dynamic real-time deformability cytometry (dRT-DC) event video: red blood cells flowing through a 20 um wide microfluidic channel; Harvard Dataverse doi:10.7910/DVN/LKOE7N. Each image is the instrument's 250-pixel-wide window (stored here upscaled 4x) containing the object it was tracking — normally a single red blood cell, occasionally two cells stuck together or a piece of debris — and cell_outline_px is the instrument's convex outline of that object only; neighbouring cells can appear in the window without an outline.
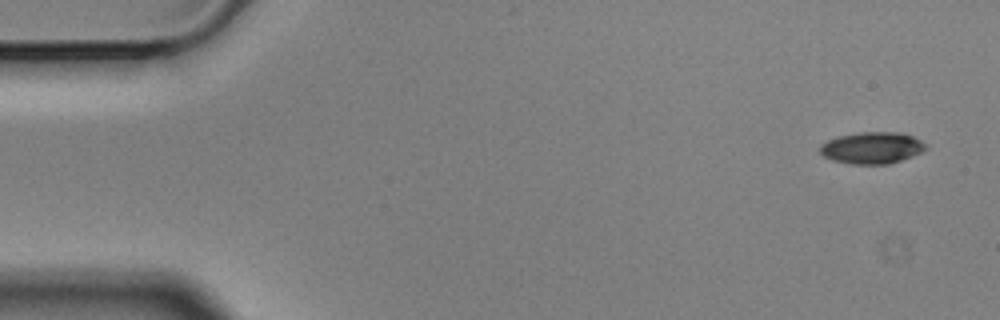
{"species": "Egyptian fruit bat (a non-hibernating species)", "species_latin": "Rousettus aegyptiacus", "temperature_condition": "cold", "stored_images_in_passage": 9, "camera_frame_rate_fps": 3000, "um_per_image_px": 0.085, "animal": {"sex": "male"}, "frame": {"image": 1, "passage_image": 1, "time_ms": 0.0, "image_size_px": [1000, 320], "cell_outline_px": [[928, 148], [912, 156], [888, 164], [852, 164], [832, 160], [824, 156], [820, 152], [820, 144], [828, 140], [840, 136], [860, 132], [900, 132], [912, 136], [928, 144]], "centroid_in_image_um": [74.13, 12.56], "position_along_channel_um": 10.9, "area_um2": 19.48}}
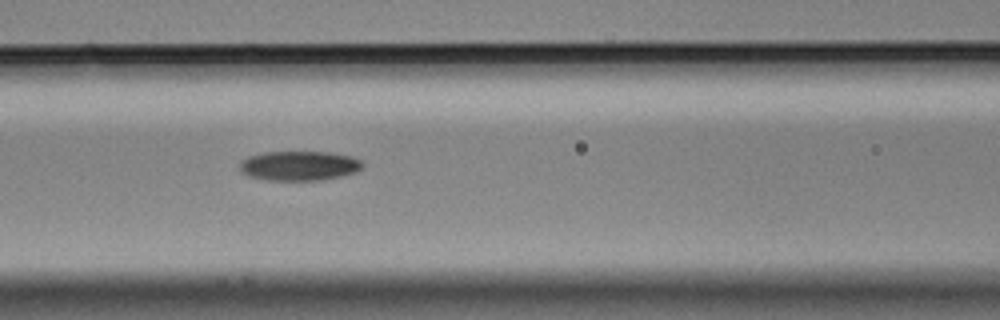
{"frame": {"image": 2, "passage_image": 7, "time_ms": 2.0, "image_size_px": [1000, 320], "cell_outline_px": [[364, 164], [356, 172], [340, 176], [320, 180], [268, 180], [248, 176], [240, 172], [240, 160], [248, 156], [264, 152], [328, 152], [352, 156], [360, 160]], "centroid_in_image_um": [25.4, 14.08], "position_along_channel_um": 141.2, "area_um2": 21.21}}
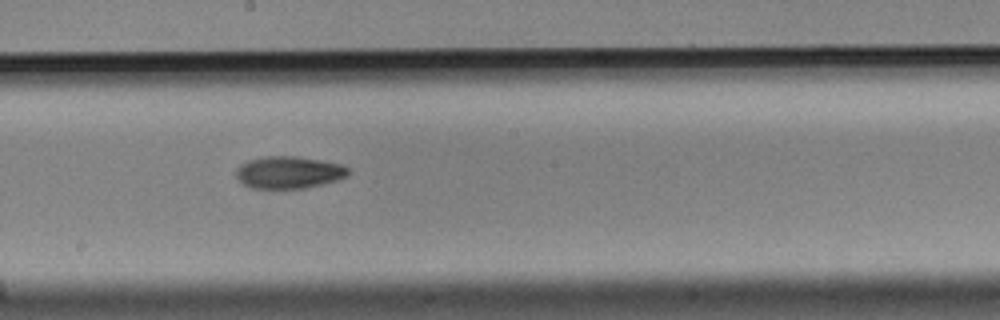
{"frame": {"image": 3, "passage_image": 9, "time_ms": 2.667, "image_size_px": [1000, 320], "cell_outline_px": [[352, 172], [348, 176], [324, 184], [304, 188], [252, 188], [244, 184], [236, 176], [236, 168], [240, 164], [248, 160], [264, 156], [296, 156], [320, 160], [340, 164], [348, 168]], "centroid_in_image_um": [24.56, 14.64], "position_along_channel_um": 223.6, "area_um2": 21.1}}